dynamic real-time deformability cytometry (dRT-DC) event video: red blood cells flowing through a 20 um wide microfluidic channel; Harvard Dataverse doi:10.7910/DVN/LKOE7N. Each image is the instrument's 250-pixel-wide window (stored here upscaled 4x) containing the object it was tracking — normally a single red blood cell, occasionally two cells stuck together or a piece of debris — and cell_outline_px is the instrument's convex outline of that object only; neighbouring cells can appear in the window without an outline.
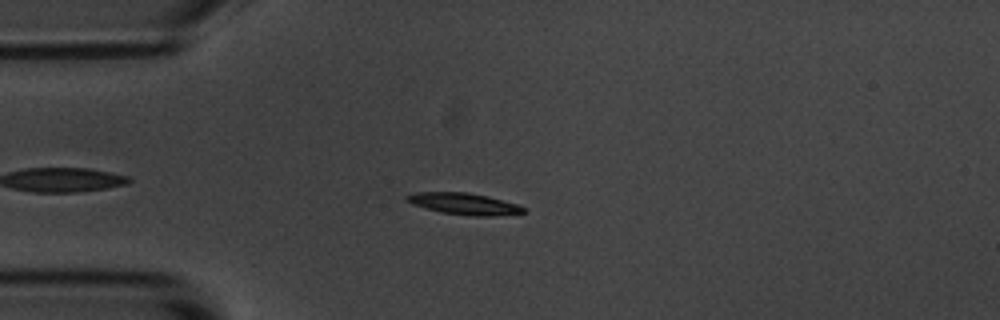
{"species": "common noctule bat (a hibernating species)", "species_latin": "Nyctalus noctula", "temperature_condition": "room temperature", "stored_images_in_passage": 49, "camera_frame_rate_fps": 3000, "um_per_image_px": 0.085, "animal": {"sex": "male", "body_mass_g": 20.1, "forearm_length_mm": 53.5}, "frame": {"image": 1, "passage_image": 8, "time_ms": 2.333, "image_size_px": [1000, 320], "cell_outline_px": [[528, 212], [492, 216], [472, 216], [440, 212], [412, 204], [404, 196], [416, 192], [468, 192], [488, 196], [516, 204], [524, 208]], "centroid_in_image_um": [39.45, 17.32], "position_along_channel_um": 45.6, "area_um2": 14.57}}
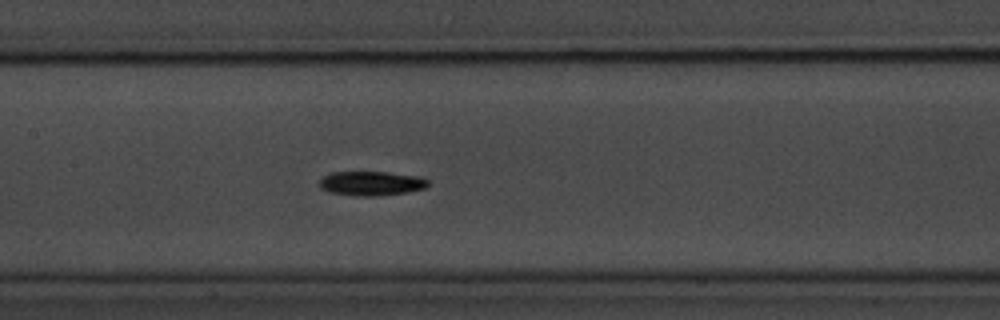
{"frame": {"image": 2, "passage_image": 20, "time_ms": 6.333, "image_size_px": [1000, 320], "cell_outline_px": [[428, 184], [424, 188], [408, 192], [376, 196], [352, 196], [328, 192], [320, 188], [316, 184], [328, 172], [388, 172], [420, 176], [428, 180]], "centroid_in_image_um": [31.5, 15.59], "position_along_channel_um": 175.9, "area_um2": 15.66}}
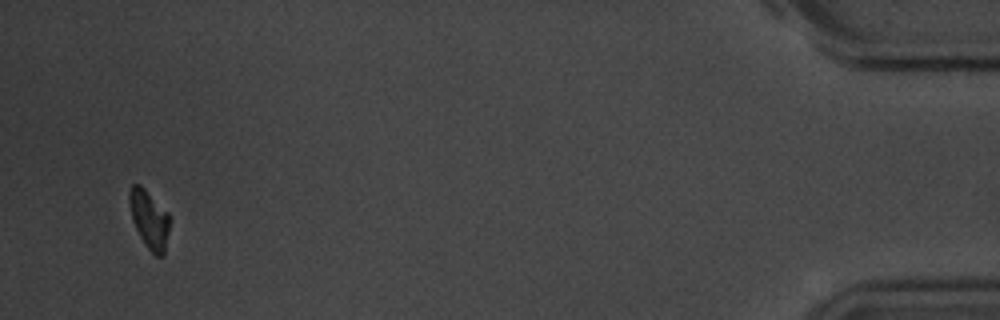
{"frame": {"image": 3, "passage_image": 47, "time_ms": 15.333, "image_size_px": [1000, 320], "cell_outline_px": [[172, 220], [164, 256], [156, 256], [144, 244], [132, 220], [128, 200], [128, 192], [132, 184], [140, 184], [172, 216]], "centroid_in_image_um": [12.72, 18.65], "position_along_channel_um": 422.5, "area_um2": 14.1}, "authors_computed_cell_mechanics": {"area_um2": 14.5078, "velocity_mm_per_s": 3.6429, "shape_relaxation_time_tau1_ms": 4.709, "shape_relaxation_time_tau2_ms": null, "deformation_change_tau1": 0.1941, "deformation_change_tau2": null}}